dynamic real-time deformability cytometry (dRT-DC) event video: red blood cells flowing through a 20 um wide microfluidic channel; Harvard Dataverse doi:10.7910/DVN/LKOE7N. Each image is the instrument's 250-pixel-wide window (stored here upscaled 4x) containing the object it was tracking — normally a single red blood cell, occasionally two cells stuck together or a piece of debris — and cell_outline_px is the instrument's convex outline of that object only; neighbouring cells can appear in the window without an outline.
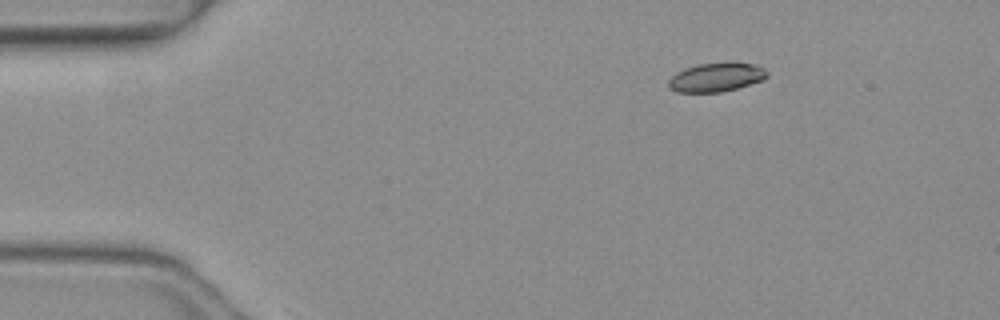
{"species": "common noctule bat (a hibernating species)", "species_latin": "Nyctalus noctula", "temperature_condition": "warm", "stored_images_in_passage": 4, "camera_frame_rate_fps": 3000, "um_per_image_px": 0.085, "animal": {"sex": "female", "body_mass_g": 19.3, "forearm_length_mm": 54.1}, "frame": {"image": 1, "passage_image": 1, "time_ms": 0.0, "image_size_px": [1000, 320], "cell_outline_px": [[768, 76], [764, 80], [736, 88], [720, 92], [676, 92], [668, 88], [668, 80], [676, 72], [684, 68], [696, 64], [756, 64], [764, 68], [768, 72]], "centroid_in_image_um": [60.85, 6.59], "position_along_channel_um": 24.2, "area_um2": 16.36}}
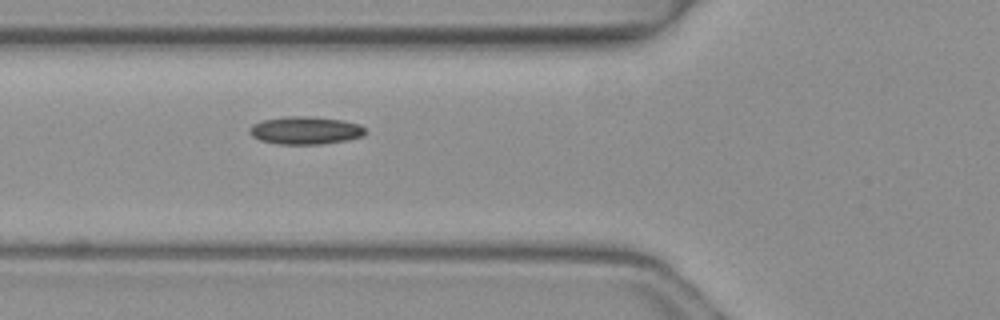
{"frame": {"image": 2, "passage_image": 4, "time_ms": 1.0, "image_size_px": [1000, 320], "cell_outline_px": [[368, 132], [364, 136], [348, 140], [320, 144], [280, 144], [260, 140], [252, 136], [248, 132], [248, 128], [252, 124], [264, 120], [288, 116], [308, 116], [344, 120], [360, 124]], "centroid_in_image_um": [25.99, 11.08], "position_along_channel_um": 99.8, "area_um2": 18.9}}